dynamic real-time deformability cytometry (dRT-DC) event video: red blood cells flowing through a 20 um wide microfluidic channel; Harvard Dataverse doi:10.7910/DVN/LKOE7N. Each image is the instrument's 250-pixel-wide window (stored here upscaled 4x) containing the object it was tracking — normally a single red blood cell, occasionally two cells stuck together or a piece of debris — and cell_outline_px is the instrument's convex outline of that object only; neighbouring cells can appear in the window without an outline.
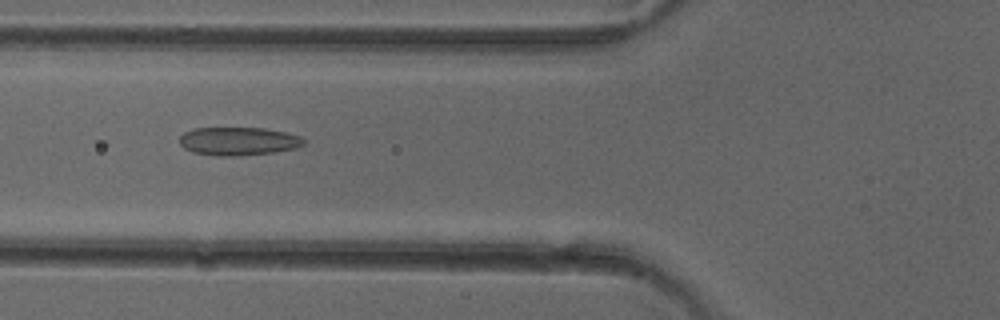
{"species": "common noctule bat (a hibernating species)", "species_latin": "Nyctalus noctula", "temperature_condition": "cold", "stored_images_in_passage": 50, "camera_frame_rate_fps": 3000, "um_per_image_px": 0.085, "animal": {"sex": "female"}, "frame": {"image": 1, "passage_image": 19, "time_ms": 6.0, "image_size_px": [1000, 320], "cell_outline_px": [[304, 144], [296, 148], [276, 152], [236, 156], [220, 156], [192, 152], [184, 148], [180, 144], [180, 136], [184, 132], [196, 128], [264, 128], [284, 132], [300, 136], [304, 140]], "centroid_in_image_um": [20.26, 12.01], "position_along_channel_um": 105.5, "area_um2": 20.4}}
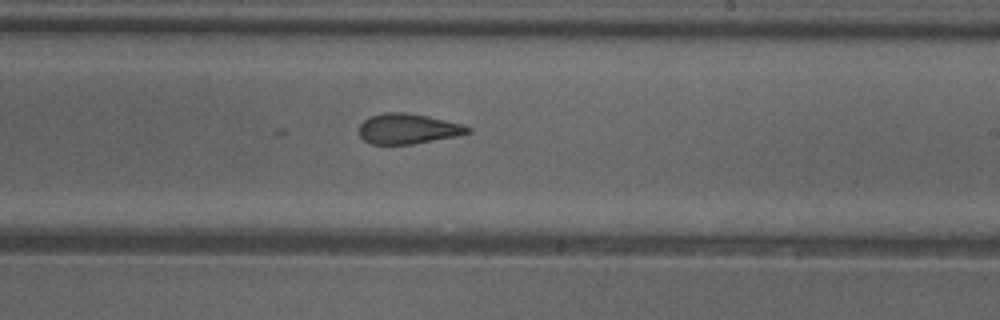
{"frame": {"image": 2, "passage_image": 30, "time_ms": 9.667, "image_size_px": [1000, 320], "cell_outline_px": [[472, 132], [460, 136], [412, 144], [372, 144], [364, 140], [360, 136], [360, 124], [364, 120], [372, 116], [384, 112], [404, 112], [428, 116], [464, 124], [472, 128]], "centroid_in_image_um": [34.74, 10.95], "position_along_channel_um": 254.3, "area_um2": 19.31}}
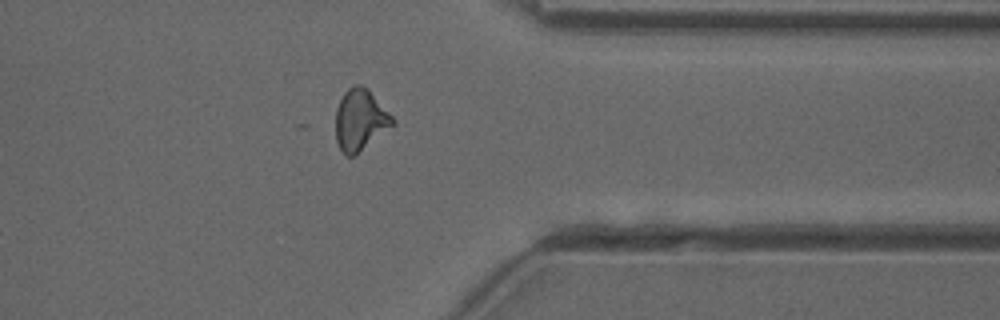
{"frame": {"image": 3, "passage_image": 40, "time_ms": 13.0, "image_size_px": [1000, 320], "cell_outline_px": [[396, 124], [352, 156], [348, 156], [340, 148], [336, 140], [336, 108], [344, 92], [352, 84], [364, 84], [368, 88], [396, 120]], "centroid_in_image_um": [30.63, 10.14], "position_along_channel_um": 380.8, "area_um2": 20.29}, "authors_computed_cell_mechanics": {"area_um2": 19.8832, "velocity_mm_per_s": 4.0467, "shape_relaxation_time_tau1_ms": null, "shape_relaxation_time_tau2_ms": 2.8804, "deformation_change_tau1": null, "deformation_change_tau2": 0.1038}}